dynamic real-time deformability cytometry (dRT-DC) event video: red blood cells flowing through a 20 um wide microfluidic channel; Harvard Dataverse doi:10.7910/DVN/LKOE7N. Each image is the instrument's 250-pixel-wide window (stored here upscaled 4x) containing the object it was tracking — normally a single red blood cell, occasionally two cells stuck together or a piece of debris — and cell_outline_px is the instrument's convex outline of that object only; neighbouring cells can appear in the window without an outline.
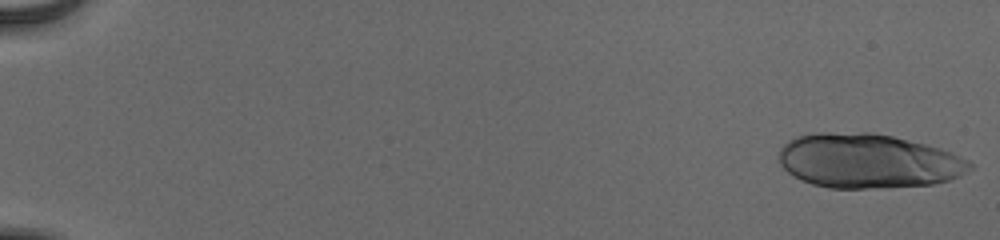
{"species": "human", "species_latin": "Homo sapiens", "temperature_condition": "cold", "stored_images_in_passage": 21, "camera_frame_rate_fps": 3000, "um_per_image_px": 0.085, "donor": {"sex": "male"}, "frame": {"image": 1, "passage_image": 1, "time_ms": 0.0, "image_size_px": [1000, 240], "cell_outline_px": [[972, 168], [960, 176], [948, 180], [932, 184], [880, 188], [828, 188], [812, 184], [800, 180], [788, 172], [780, 164], [780, 148], [788, 140], [796, 136], [816, 132], [872, 132], [892, 136], [940, 148], [960, 156], [968, 160], [972, 164]], "centroid_in_image_um": [73.76, 13.68], "position_along_channel_um": 11.2, "area_um2": 60.69}}
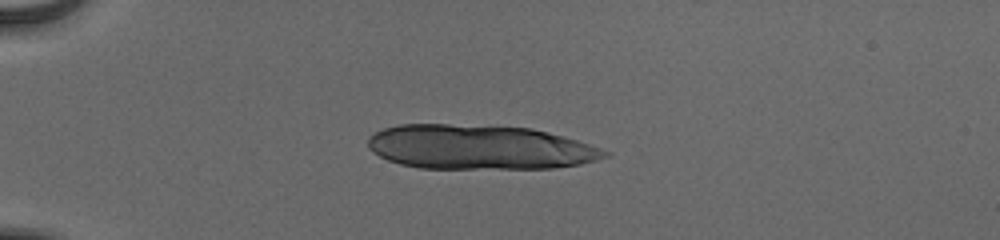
{"frame": {"image": 2, "passage_image": 15, "time_ms": 4.667, "image_size_px": [1000, 240], "cell_outline_px": [[612, 152], [608, 156], [596, 160], [580, 164], [556, 168], [420, 168], [400, 164], [388, 160], [372, 152], [368, 148], [368, 136], [384, 128], [400, 124], [448, 124], [532, 128], [576, 140]], "centroid_in_image_um": [40.73, 12.51], "position_along_channel_um": 44.3, "area_um2": 61.27}}